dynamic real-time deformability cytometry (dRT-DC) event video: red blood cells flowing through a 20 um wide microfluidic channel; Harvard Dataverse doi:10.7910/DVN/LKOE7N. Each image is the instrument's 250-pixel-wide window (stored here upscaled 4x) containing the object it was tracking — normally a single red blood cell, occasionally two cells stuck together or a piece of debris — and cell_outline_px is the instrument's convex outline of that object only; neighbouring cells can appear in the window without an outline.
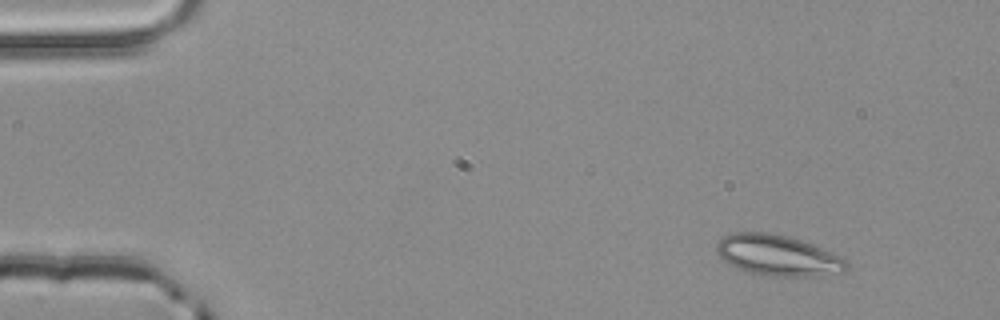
{"species": "common noctule bat (a hibernating species)", "species_latin": "Nyctalus noctula", "temperature_condition": "room temperature", "stored_images_in_passage": 2, "camera_frame_rate_fps": 3000, "um_per_image_px": 0.085, "animal": {"sex": "male", "body_mass_g": 20.4}, "frame": {"image": 1, "passage_image": 1, "time_ms": 0.0, "image_size_px": [1000, 320], "cell_outline_px": [[848, 268], [844, 272], [808, 276], [760, 276], [736, 268], [728, 264], [716, 252], [716, 244], [724, 236], [732, 232], [768, 232], [800, 240], [812, 244], [844, 260], [848, 264]], "centroid_in_image_um": [66.03, 21.72], "position_along_channel_um": 19.0, "area_um2": 30.58}}